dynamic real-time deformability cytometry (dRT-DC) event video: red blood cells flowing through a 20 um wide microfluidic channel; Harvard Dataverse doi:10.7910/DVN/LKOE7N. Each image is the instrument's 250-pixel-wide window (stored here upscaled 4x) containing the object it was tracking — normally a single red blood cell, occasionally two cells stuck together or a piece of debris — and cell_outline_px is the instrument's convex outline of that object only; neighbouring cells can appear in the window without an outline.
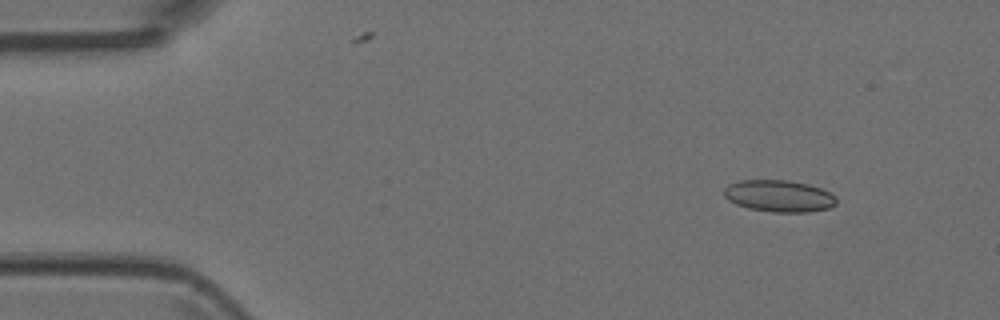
{"species": "Egyptian fruit bat (a non-hibernating species)", "species_latin": "Rousettus aegyptiacus", "temperature_condition": "room temperature", "stored_images_in_passage": 7, "camera_frame_rate_fps": 3000, "um_per_image_px": 0.085, "animal": {"sex": "female"}, "frame": {"image": 1, "passage_image": 2, "time_ms": 0.333, "image_size_px": [1000, 320], "cell_outline_px": [[836, 204], [828, 208], [808, 212], [772, 212], [748, 208], [736, 204], [728, 200], [724, 196], [724, 188], [728, 184], [740, 180], [788, 180], [808, 184], [820, 188], [836, 196]], "centroid_in_image_um": [66.19, 16.66], "position_along_channel_um": 18.8, "area_um2": 20.87}}
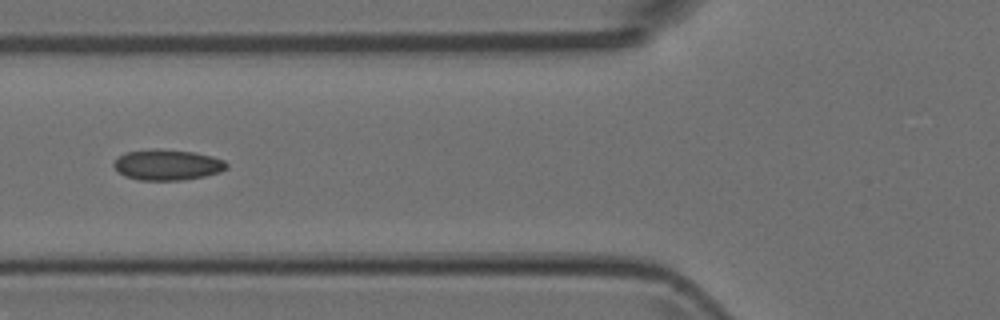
{"frame": {"image": 2, "passage_image": 6, "time_ms": 1.667, "image_size_px": [1000, 320], "cell_outline_px": [[228, 168], [220, 172], [204, 176], [180, 180], [140, 180], [124, 176], [112, 164], [124, 152], [152, 148], [192, 152], [212, 156], [224, 160], [228, 164]], "centroid_in_image_um": [14.23, 14.0], "position_along_channel_um": 111.6, "area_um2": 20.11}}
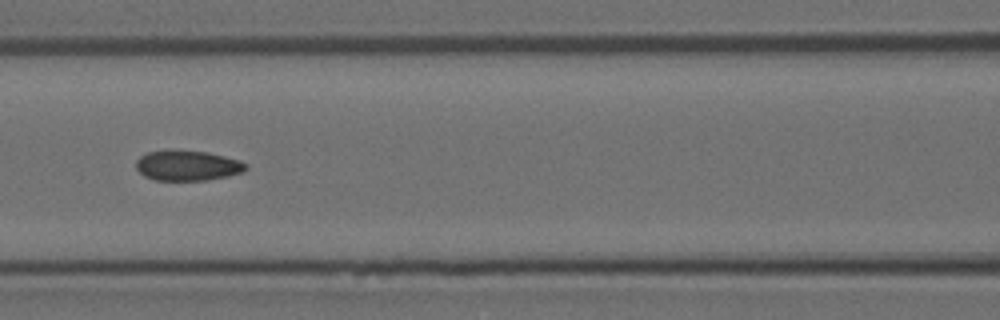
{"frame": {"image": 3, "passage_image": 7, "time_ms": 2.0, "image_size_px": [1000, 320], "cell_outline_px": [[248, 168], [244, 172], [228, 176], [204, 180], [156, 180], [144, 176], [136, 168], [136, 160], [140, 156], [148, 152], [172, 148], [208, 152], [240, 160], [248, 164]], "centroid_in_image_um": [15.94, 14.04], "position_along_channel_um": 150.7, "area_um2": 19.77}}